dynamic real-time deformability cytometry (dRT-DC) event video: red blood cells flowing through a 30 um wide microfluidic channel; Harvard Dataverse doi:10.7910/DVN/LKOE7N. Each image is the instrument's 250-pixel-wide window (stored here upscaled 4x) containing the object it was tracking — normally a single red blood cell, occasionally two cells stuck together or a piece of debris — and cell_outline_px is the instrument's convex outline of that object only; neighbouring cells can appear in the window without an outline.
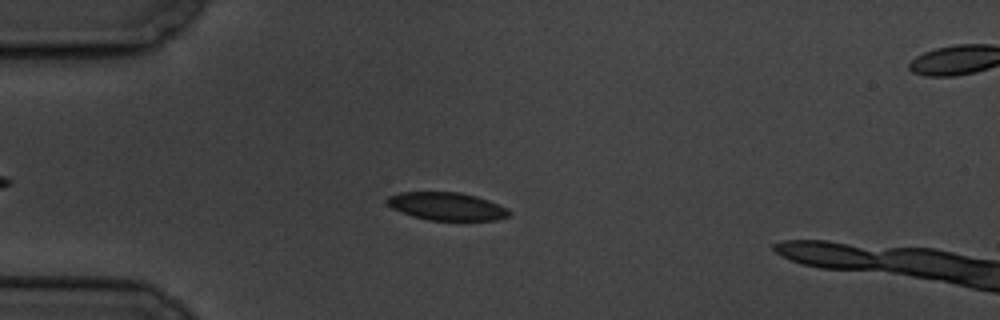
{"species": "common noctule bat (a hibernating species)", "species_latin": "Nyctalus noctula", "temperature_condition": "cold", "stored_images_in_passage": 6, "camera_frame_rate_fps": 3000, "um_per_image_px": 0.085, "animal": {"sex": "male", "body_mass_g": 19.5, "forearm_length_mm": 54.6}, "frame": {"image": 1, "passage_image": 5, "time_ms": 4.667, "image_size_px": [1000, 320], "cell_outline_px": [[512, 212], [508, 216], [496, 220], [428, 220], [412, 216], [400, 212], [392, 208], [384, 200], [388, 196], [400, 192], [460, 192], [476, 196], [488, 200], [508, 208]], "centroid_in_image_um": [37.96, 17.53], "position_along_channel_um": 47.0, "area_um2": 19.94}}